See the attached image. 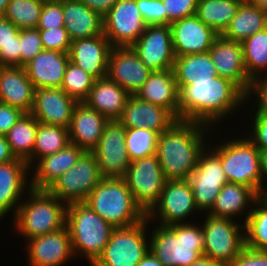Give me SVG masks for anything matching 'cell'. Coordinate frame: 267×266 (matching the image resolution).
Masks as SVG:
<instances>
[{
    "label": "cell",
    "mask_w": 267,
    "mask_h": 266,
    "mask_svg": "<svg viewBox=\"0 0 267 266\" xmlns=\"http://www.w3.org/2000/svg\"><path fill=\"white\" fill-rule=\"evenodd\" d=\"M170 28L175 57L208 52L219 36L196 15L176 20Z\"/></svg>",
    "instance_id": "ac0fdd59"
},
{
    "label": "cell",
    "mask_w": 267,
    "mask_h": 266,
    "mask_svg": "<svg viewBox=\"0 0 267 266\" xmlns=\"http://www.w3.org/2000/svg\"><path fill=\"white\" fill-rule=\"evenodd\" d=\"M195 211L199 212L189 181L166 180L160 199L146 213V218L149 222L158 218L160 225L169 226L184 223Z\"/></svg>",
    "instance_id": "4fadbf2b"
},
{
    "label": "cell",
    "mask_w": 267,
    "mask_h": 266,
    "mask_svg": "<svg viewBox=\"0 0 267 266\" xmlns=\"http://www.w3.org/2000/svg\"><path fill=\"white\" fill-rule=\"evenodd\" d=\"M29 170L27 162L17 158L0 164V221L9 211L13 210L15 216L23 193L30 187Z\"/></svg>",
    "instance_id": "cb8c5ba5"
},
{
    "label": "cell",
    "mask_w": 267,
    "mask_h": 266,
    "mask_svg": "<svg viewBox=\"0 0 267 266\" xmlns=\"http://www.w3.org/2000/svg\"><path fill=\"white\" fill-rule=\"evenodd\" d=\"M138 266H163L151 250L141 259Z\"/></svg>",
    "instance_id": "6f0895ef"
},
{
    "label": "cell",
    "mask_w": 267,
    "mask_h": 266,
    "mask_svg": "<svg viewBox=\"0 0 267 266\" xmlns=\"http://www.w3.org/2000/svg\"><path fill=\"white\" fill-rule=\"evenodd\" d=\"M64 27L63 6L61 0H44L38 30Z\"/></svg>",
    "instance_id": "ee69618b"
},
{
    "label": "cell",
    "mask_w": 267,
    "mask_h": 266,
    "mask_svg": "<svg viewBox=\"0 0 267 266\" xmlns=\"http://www.w3.org/2000/svg\"><path fill=\"white\" fill-rule=\"evenodd\" d=\"M267 27V10L249 2L241 3L230 24L221 34L224 38L242 43Z\"/></svg>",
    "instance_id": "d6a6232c"
},
{
    "label": "cell",
    "mask_w": 267,
    "mask_h": 266,
    "mask_svg": "<svg viewBox=\"0 0 267 266\" xmlns=\"http://www.w3.org/2000/svg\"><path fill=\"white\" fill-rule=\"evenodd\" d=\"M243 60L248 76L253 80L267 70V27L242 43Z\"/></svg>",
    "instance_id": "74e56055"
},
{
    "label": "cell",
    "mask_w": 267,
    "mask_h": 266,
    "mask_svg": "<svg viewBox=\"0 0 267 266\" xmlns=\"http://www.w3.org/2000/svg\"><path fill=\"white\" fill-rule=\"evenodd\" d=\"M266 200H267V188L264 190L263 195H262Z\"/></svg>",
    "instance_id": "e7e4bbea"
},
{
    "label": "cell",
    "mask_w": 267,
    "mask_h": 266,
    "mask_svg": "<svg viewBox=\"0 0 267 266\" xmlns=\"http://www.w3.org/2000/svg\"><path fill=\"white\" fill-rule=\"evenodd\" d=\"M85 203L114 228L133 226L146 218L124 178H102Z\"/></svg>",
    "instance_id": "5b68a950"
},
{
    "label": "cell",
    "mask_w": 267,
    "mask_h": 266,
    "mask_svg": "<svg viewBox=\"0 0 267 266\" xmlns=\"http://www.w3.org/2000/svg\"><path fill=\"white\" fill-rule=\"evenodd\" d=\"M70 143L68 128L38 123L32 157L27 161L30 169L41 158L54 154Z\"/></svg>",
    "instance_id": "8d00e7d4"
},
{
    "label": "cell",
    "mask_w": 267,
    "mask_h": 266,
    "mask_svg": "<svg viewBox=\"0 0 267 266\" xmlns=\"http://www.w3.org/2000/svg\"><path fill=\"white\" fill-rule=\"evenodd\" d=\"M208 129L201 123L177 120L159 135L155 155L166 180H188L207 147Z\"/></svg>",
    "instance_id": "7a4b0ae2"
},
{
    "label": "cell",
    "mask_w": 267,
    "mask_h": 266,
    "mask_svg": "<svg viewBox=\"0 0 267 266\" xmlns=\"http://www.w3.org/2000/svg\"><path fill=\"white\" fill-rule=\"evenodd\" d=\"M207 147L200 153L197 166L188 177L195 204L201 213L211 210L222 187L228 182L220 158Z\"/></svg>",
    "instance_id": "7c38bea8"
},
{
    "label": "cell",
    "mask_w": 267,
    "mask_h": 266,
    "mask_svg": "<svg viewBox=\"0 0 267 266\" xmlns=\"http://www.w3.org/2000/svg\"><path fill=\"white\" fill-rule=\"evenodd\" d=\"M15 159L16 157L10 149L6 136L0 135V164L8 163Z\"/></svg>",
    "instance_id": "9f6ffc18"
},
{
    "label": "cell",
    "mask_w": 267,
    "mask_h": 266,
    "mask_svg": "<svg viewBox=\"0 0 267 266\" xmlns=\"http://www.w3.org/2000/svg\"><path fill=\"white\" fill-rule=\"evenodd\" d=\"M255 79H267V71L266 73H263L260 77L255 78Z\"/></svg>",
    "instance_id": "be15d7a7"
},
{
    "label": "cell",
    "mask_w": 267,
    "mask_h": 266,
    "mask_svg": "<svg viewBox=\"0 0 267 266\" xmlns=\"http://www.w3.org/2000/svg\"><path fill=\"white\" fill-rule=\"evenodd\" d=\"M113 46L104 34L72 40L69 61L95 80L107 76L109 55Z\"/></svg>",
    "instance_id": "7402d4cb"
},
{
    "label": "cell",
    "mask_w": 267,
    "mask_h": 266,
    "mask_svg": "<svg viewBox=\"0 0 267 266\" xmlns=\"http://www.w3.org/2000/svg\"><path fill=\"white\" fill-rule=\"evenodd\" d=\"M168 12V25L196 13L198 0H161Z\"/></svg>",
    "instance_id": "7dc6e473"
},
{
    "label": "cell",
    "mask_w": 267,
    "mask_h": 266,
    "mask_svg": "<svg viewBox=\"0 0 267 266\" xmlns=\"http://www.w3.org/2000/svg\"><path fill=\"white\" fill-rule=\"evenodd\" d=\"M38 123L30 113H24L5 135L17 159L27 162L32 157Z\"/></svg>",
    "instance_id": "e575fe53"
},
{
    "label": "cell",
    "mask_w": 267,
    "mask_h": 266,
    "mask_svg": "<svg viewBox=\"0 0 267 266\" xmlns=\"http://www.w3.org/2000/svg\"><path fill=\"white\" fill-rule=\"evenodd\" d=\"M211 146L209 148L220 158L228 182L249 186L259 196L263 195L261 152L247 137Z\"/></svg>",
    "instance_id": "52a82bcc"
},
{
    "label": "cell",
    "mask_w": 267,
    "mask_h": 266,
    "mask_svg": "<svg viewBox=\"0 0 267 266\" xmlns=\"http://www.w3.org/2000/svg\"><path fill=\"white\" fill-rule=\"evenodd\" d=\"M129 96L130 94L125 89L106 76L94 81L84 103L109 121H113L121 117Z\"/></svg>",
    "instance_id": "f546056e"
},
{
    "label": "cell",
    "mask_w": 267,
    "mask_h": 266,
    "mask_svg": "<svg viewBox=\"0 0 267 266\" xmlns=\"http://www.w3.org/2000/svg\"><path fill=\"white\" fill-rule=\"evenodd\" d=\"M14 216V230L27 240L58 231L66 226L67 204L47 190L27 189Z\"/></svg>",
    "instance_id": "277c9868"
},
{
    "label": "cell",
    "mask_w": 267,
    "mask_h": 266,
    "mask_svg": "<svg viewBox=\"0 0 267 266\" xmlns=\"http://www.w3.org/2000/svg\"><path fill=\"white\" fill-rule=\"evenodd\" d=\"M240 1L241 3H246V2H250L251 0H238Z\"/></svg>",
    "instance_id": "03108f58"
},
{
    "label": "cell",
    "mask_w": 267,
    "mask_h": 266,
    "mask_svg": "<svg viewBox=\"0 0 267 266\" xmlns=\"http://www.w3.org/2000/svg\"><path fill=\"white\" fill-rule=\"evenodd\" d=\"M126 128L118 121H109L97 147L92 151L102 178H124L130 165L125 140Z\"/></svg>",
    "instance_id": "5bb4252c"
},
{
    "label": "cell",
    "mask_w": 267,
    "mask_h": 266,
    "mask_svg": "<svg viewBox=\"0 0 267 266\" xmlns=\"http://www.w3.org/2000/svg\"><path fill=\"white\" fill-rule=\"evenodd\" d=\"M76 104L62 88H37L30 114L40 123L69 129Z\"/></svg>",
    "instance_id": "44dd1931"
},
{
    "label": "cell",
    "mask_w": 267,
    "mask_h": 266,
    "mask_svg": "<svg viewBox=\"0 0 267 266\" xmlns=\"http://www.w3.org/2000/svg\"><path fill=\"white\" fill-rule=\"evenodd\" d=\"M26 241L29 266H62L74 254L68 228L34 237Z\"/></svg>",
    "instance_id": "d6986e66"
},
{
    "label": "cell",
    "mask_w": 267,
    "mask_h": 266,
    "mask_svg": "<svg viewBox=\"0 0 267 266\" xmlns=\"http://www.w3.org/2000/svg\"><path fill=\"white\" fill-rule=\"evenodd\" d=\"M249 3L267 10V0H251Z\"/></svg>",
    "instance_id": "94428289"
},
{
    "label": "cell",
    "mask_w": 267,
    "mask_h": 266,
    "mask_svg": "<svg viewBox=\"0 0 267 266\" xmlns=\"http://www.w3.org/2000/svg\"><path fill=\"white\" fill-rule=\"evenodd\" d=\"M208 52L218 76L230 80L247 94L252 79L245 69L242 44L219 35Z\"/></svg>",
    "instance_id": "ffe728a7"
},
{
    "label": "cell",
    "mask_w": 267,
    "mask_h": 266,
    "mask_svg": "<svg viewBox=\"0 0 267 266\" xmlns=\"http://www.w3.org/2000/svg\"><path fill=\"white\" fill-rule=\"evenodd\" d=\"M18 32L19 29L11 21L0 16V50L13 41V36Z\"/></svg>",
    "instance_id": "db71d44e"
},
{
    "label": "cell",
    "mask_w": 267,
    "mask_h": 266,
    "mask_svg": "<svg viewBox=\"0 0 267 266\" xmlns=\"http://www.w3.org/2000/svg\"><path fill=\"white\" fill-rule=\"evenodd\" d=\"M68 62L69 53L42 50L24 67L35 89L60 88Z\"/></svg>",
    "instance_id": "4316f807"
},
{
    "label": "cell",
    "mask_w": 267,
    "mask_h": 266,
    "mask_svg": "<svg viewBox=\"0 0 267 266\" xmlns=\"http://www.w3.org/2000/svg\"><path fill=\"white\" fill-rule=\"evenodd\" d=\"M35 88L25 67L0 66V102L30 113L34 103Z\"/></svg>",
    "instance_id": "484cf974"
},
{
    "label": "cell",
    "mask_w": 267,
    "mask_h": 266,
    "mask_svg": "<svg viewBox=\"0 0 267 266\" xmlns=\"http://www.w3.org/2000/svg\"><path fill=\"white\" fill-rule=\"evenodd\" d=\"M131 47L151 71L173 69L175 54L170 25H147Z\"/></svg>",
    "instance_id": "2e32d148"
},
{
    "label": "cell",
    "mask_w": 267,
    "mask_h": 266,
    "mask_svg": "<svg viewBox=\"0 0 267 266\" xmlns=\"http://www.w3.org/2000/svg\"><path fill=\"white\" fill-rule=\"evenodd\" d=\"M24 114L18 108L0 102V135H6Z\"/></svg>",
    "instance_id": "f5cc1de1"
},
{
    "label": "cell",
    "mask_w": 267,
    "mask_h": 266,
    "mask_svg": "<svg viewBox=\"0 0 267 266\" xmlns=\"http://www.w3.org/2000/svg\"><path fill=\"white\" fill-rule=\"evenodd\" d=\"M261 173L264 190L267 188V150L261 152ZM266 180V181H265Z\"/></svg>",
    "instance_id": "91938a15"
},
{
    "label": "cell",
    "mask_w": 267,
    "mask_h": 266,
    "mask_svg": "<svg viewBox=\"0 0 267 266\" xmlns=\"http://www.w3.org/2000/svg\"><path fill=\"white\" fill-rule=\"evenodd\" d=\"M64 27L71 40L103 34V17L80 0H61Z\"/></svg>",
    "instance_id": "4dcf8cb0"
},
{
    "label": "cell",
    "mask_w": 267,
    "mask_h": 266,
    "mask_svg": "<svg viewBox=\"0 0 267 266\" xmlns=\"http://www.w3.org/2000/svg\"><path fill=\"white\" fill-rule=\"evenodd\" d=\"M39 34L44 50L69 53L72 40L65 27L39 30Z\"/></svg>",
    "instance_id": "f6af8a7d"
},
{
    "label": "cell",
    "mask_w": 267,
    "mask_h": 266,
    "mask_svg": "<svg viewBox=\"0 0 267 266\" xmlns=\"http://www.w3.org/2000/svg\"><path fill=\"white\" fill-rule=\"evenodd\" d=\"M95 79L77 65L68 62L62 88L77 103L84 102L89 95Z\"/></svg>",
    "instance_id": "b9f144b4"
},
{
    "label": "cell",
    "mask_w": 267,
    "mask_h": 266,
    "mask_svg": "<svg viewBox=\"0 0 267 266\" xmlns=\"http://www.w3.org/2000/svg\"><path fill=\"white\" fill-rule=\"evenodd\" d=\"M172 70L179 90L194 81L210 80L218 75L209 52L176 56Z\"/></svg>",
    "instance_id": "836d02e7"
},
{
    "label": "cell",
    "mask_w": 267,
    "mask_h": 266,
    "mask_svg": "<svg viewBox=\"0 0 267 266\" xmlns=\"http://www.w3.org/2000/svg\"><path fill=\"white\" fill-rule=\"evenodd\" d=\"M202 230L204 234V257L230 265L245 248L244 223L233 219L214 217L206 213Z\"/></svg>",
    "instance_id": "9c48e42d"
},
{
    "label": "cell",
    "mask_w": 267,
    "mask_h": 266,
    "mask_svg": "<svg viewBox=\"0 0 267 266\" xmlns=\"http://www.w3.org/2000/svg\"><path fill=\"white\" fill-rule=\"evenodd\" d=\"M66 227L69 230L74 259L79 254L83 255L90 266L103 253L115 229L85 202L67 205Z\"/></svg>",
    "instance_id": "8992f818"
},
{
    "label": "cell",
    "mask_w": 267,
    "mask_h": 266,
    "mask_svg": "<svg viewBox=\"0 0 267 266\" xmlns=\"http://www.w3.org/2000/svg\"><path fill=\"white\" fill-rule=\"evenodd\" d=\"M229 266H267V251L245 246Z\"/></svg>",
    "instance_id": "681fc988"
},
{
    "label": "cell",
    "mask_w": 267,
    "mask_h": 266,
    "mask_svg": "<svg viewBox=\"0 0 267 266\" xmlns=\"http://www.w3.org/2000/svg\"><path fill=\"white\" fill-rule=\"evenodd\" d=\"M255 95V96H254ZM252 96V97H251ZM256 97L258 102L255 114L267 115V79H253L246 94V100Z\"/></svg>",
    "instance_id": "f907efd6"
},
{
    "label": "cell",
    "mask_w": 267,
    "mask_h": 266,
    "mask_svg": "<svg viewBox=\"0 0 267 266\" xmlns=\"http://www.w3.org/2000/svg\"><path fill=\"white\" fill-rule=\"evenodd\" d=\"M252 132L247 138L260 150H267V115L254 114Z\"/></svg>",
    "instance_id": "c3c4849f"
},
{
    "label": "cell",
    "mask_w": 267,
    "mask_h": 266,
    "mask_svg": "<svg viewBox=\"0 0 267 266\" xmlns=\"http://www.w3.org/2000/svg\"><path fill=\"white\" fill-rule=\"evenodd\" d=\"M149 223L145 218L133 226L115 228L103 253L91 266H138L150 250L146 233Z\"/></svg>",
    "instance_id": "ba28073f"
},
{
    "label": "cell",
    "mask_w": 267,
    "mask_h": 266,
    "mask_svg": "<svg viewBox=\"0 0 267 266\" xmlns=\"http://www.w3.org/2000/svg\"><path fill=\"white\" fill-rule=\"evenodd\" d=\"M124 179L135 202L145 213L160 199L166 183L156 155L131 161Z\"/></svg>",
    "instance_id": "8fae6325"
},
{
    "label": "cell",
    "mask_w": 267,
    "mask_h": 266,
    "mask_svg": "<svg viewBox=\"0 0 267 266\" xmlns=\"http://www.w3.org/2000/svg\"><path fill=\"white\" fill-rule=\"evenodd\" d=\"M84 151L69 143L60 151L39 159L33 166L34 174L30 178V188L47 190L63 173L71 169Z\"/></svg>",
    "instance_id": "f1b7e54d"
},
{
    "label": "cell",
    "mask_w": 267,
    "mask_h": 266,
    "mask_svg": "<svg viewBox=\"0 0 267 266\" xmlns=\"http://www.w3.org/2000/svg\"><path fill=\"white\" fill-rule=\"evenodd\" d=\"M101 179L94 153L84 151L76 164L56 179L47 191L67 205L85 202Z\"/></svg>",
    "instance_id": "30bf717a"
},
{
    "label": "cell",
    "mask_w": 267,
    "mask_h": 266,
    "mask_svg": "<svg viewBox=\"0 0 267 266\" xmlns=\"http://www.w3.org/2000/svg\"><path fill=\"white\" fill-rule=\"evenodd\" d=\"M91 10L96 11L104 17L118 0H80Z\"/></svg>",
    "instance_id": "11a10c76"
},
{
    "label": "cell",
    "mask_w": 267,
    "mask_h": 266,
    "mask_svg": "<svg viewBox=\"0 0 267 266\" xmlns=\"http://www.w3.org/2000/svg\"><path fill=\"white\" fill-rule=\"evenodd\" d=\"M9 2L10 0H0V16H3L5 14Z\"/></svg>",
    "instance_id": "6125c7cd"
},
{
    "label": "cell",
    "mask_w": 267,
    "mask_h": 266,
    "mask_svg": "<svg viewBox=\"0 0 267 266\" xmlns=\"http://www.w3.org/2000/svg\"><path fill=\"white\" fill-rule=\"evenodd\" d=\"M238 0H198L195 15L221 35L235 16Z\"/></svg>",
    "instance_id": "d590c367"
},
{
    "label": "cell",
    "mask_w": 267,
    "mask_h": 266,
    "mask_svg": "<svg viewBox=\"0 0 267 266\" xmlns=\"http://www.w3.org/2000/svg\"><path fill=\"white\" fill-rule=\"evenodd\" d=\"M118 121L125 128L150 129L161 134L168 130L177 119L166 108L130 95Z\"/></svg>",
    "instance_id": "603a6c76"
},
{
    "label": "cell",
    "mask_w": 267,
    "mask_h": 266,
    "mask_svg": "<svg viewBox=\"0 0 267 266\" xmlns=\"http://www.w3.org/2000/svg\"><path fill=\"white\" fill-rule=\"evenodd\" d=\"M159 135L150 129L126 128L125 140L130 161L155 155Z\"/></svg>",
    "instance_id": "60d3db41"
},
{
    "label": "cell",
    "mask_w": 267,
    "mask_h": 266,
    "mask_svg": "<svg viewBox=\"0 0 267 266\" xmlns=\"http://www.w3.org/2000/svg\"><path fill=\"white\" fill-rule=\"evenodd\" d=\"M44 50L37 28L20 29L21 66L24 67Z\"/></svg>",
    "instance_id": "7bdbcfd3"
},
{
    "label": "cell",
    "mask_w": 267,
    "mask_h": 266,
    "mask_svg": "<svg viewBox=\"0 0 267 266\" xmlns=\"http://www.w3.org/2000/svg\"><path fill=\"white\" fill-rule=\"evenodd\" d=\"M152 71L140 60L132 47H113L109 55L107 77L136 95Z\"/></svg>",
    "instance_id": "e0dca14e"
},
{
    "label": "cell",
    "mask_w": 267,
    "mask_h": 266,
    "mask_svg": "<svg viewBox=\"0 0 267 266\" xmlns=\"http://www.w3.org/2000/svg\"><path fill=\"white\" fill-rule=\"evenodd\" d=\"M146 26L136 0H118L103 17V34L113 47H131Z\"/></svg>",
    "instance_id": "9a60e30c"
},
{
    "label": "cell",
    "mask_w": 267,
    "mask_h": 266,
    "mask_svg": "<svg viewBox=\"0 0 267 266\" xmlns=\"http://www.w3.org/2000/svg\"><path fill=\"white\" fill-rule=\"evenodd\" d=\"M135 96L142 101L166 108L179 120V89L172 69L152 71Z\"/></svg>",
    "instance_id": "83f0119b"
},
{
    "label": "cell",
    "mask_w": 267,
    "mask_h": 266,
    "mask_svg": "<svg viewBox=\"0 0 267 266\" xmlns=\"http://www.w3.org/2000/svg\"><path fill=\"white\" fill-rule=\"evenodd\" d=\"M244 103L246 94L228 79L217 75L210 80L194 81L179 90V120L213 128Z\"/></svg>",
    "instance_id": "6da1fadb"
},
{
    "label": "cell",
    "mask_w": 267,
    "mask_h": 266,
    "mask_svg": "<svg viewBox=\"0 0 267 266\" xmlns=\"http://www.w3.org/2000/svg\"><path fill=\"white\" fill-rule=\"evenodd\" d=\"M44 0H10L4 18L19 30L37 28Z\"/></svg>",
    "instance_id": "ab89813d"
},
{
    "label": "cell",
    "mask_w": 267,
    "mask_h": 266,
    "mask_svg": "<svg viewBox=\"0 0 267 266\" xmlns=\"http://www.w3.org/2000/svg\"><path fill=\"white\" fill-rule=\"evenodd\" d=\"M253 206L244 223L245 246L267 251V200L259 196Z\"/></svg>",
    "instance_id": "f35d334b"
},
{
    "label": "cell",
    "mask_w": 267,
    "mask_h": 266,
    "mask_svg": "<svg viewBox=\"0 0 267 266\" xmlns=\"http://www.w3.org/2000/svg\"><path fill=\"white\" fill-rule=\"evenodd\" d=\"M0 66H21L20 30L5 48L0 50Z\"/></svg>",
    "instance_id": "816d5d0a"
},
{
    "label": "cell",
    "mask_w": 267,
    "mask_h": 266,
    "mask_svg": "<svg viewBox=\"0 0 267 266\" xmlns=\"http://www.w3.org/2000/svg\"><path fill=\"white\" fill-rule=\"evenodd\" d=\"M190 223L155 225L149 236L150 250L163 266H190L203 256L202 226Z\"/></svg>",
    "instance_id": "3957f363"
},
{
    "label": "cell",
    "mask_w": 267,
    "mask_h": 266,
    "mask_svg": "<svg viewBox=\"0 0 267 266\" xmlns=\"http://www.w3.org/2000/svg\"><path fill=\"white\" fill-rule=\"evenodd\" d=\"M147 25H168V12L161 0H136Z\"/></svg>",
    "instance_id": "bcb514c9"
},
{
    "label": "cell",
    "mask_w": 267,
    "mask_h": 266,
    "mask_svg": "<svg viewBox=\"0 0 267 266\" xmlns=\"http://www.w3.org/2000/svg\"><path fill=\"white\" fill-rule=\"evenodd\" d=\"M258 197L259 195L249 186L227 182L222 187L214 205L207 214L229 219H233L237 214V216L244 214L246 215L243 221L245 223L252 208L248 209V212L245 209L253 207ZM243 209L247 214L244 213Z\"/></svg>",
    "instance_id": "1f68e13d"
},
{
    "label": "cell",
    "mask_w": 267,
    "mask_h": 266,
    "mask_svg": "<svg viewBox=\"0 0 267 266\" xmlns=\"http://www.w3.org/2000/svg\"><path fill=\"white\" fill-rule=\"evenodd\" d=\"M108 122L106 117L84 102L77 103L68 129L70 143L77 145L83 151L92 152L97 147Z\"/></svg>",
    "instance_id": "d4e9b609"
},
{
    "label": "cell",
    "mask_w": 267,
    "mask_h": 266,
    "mask_svg": "<svg viewBox=\"0 0 267 266\" xmlns=\"http://www.w3.org/2000/svg\"><path fill=\"white\" fill-rule=\"evenodd\" d=\"M190 266H228L222 262L215 261L211 258L200 257L197 261L192 263Z\"/></svg>",
    "instance_id": "680465c9"
}]
</instances>
